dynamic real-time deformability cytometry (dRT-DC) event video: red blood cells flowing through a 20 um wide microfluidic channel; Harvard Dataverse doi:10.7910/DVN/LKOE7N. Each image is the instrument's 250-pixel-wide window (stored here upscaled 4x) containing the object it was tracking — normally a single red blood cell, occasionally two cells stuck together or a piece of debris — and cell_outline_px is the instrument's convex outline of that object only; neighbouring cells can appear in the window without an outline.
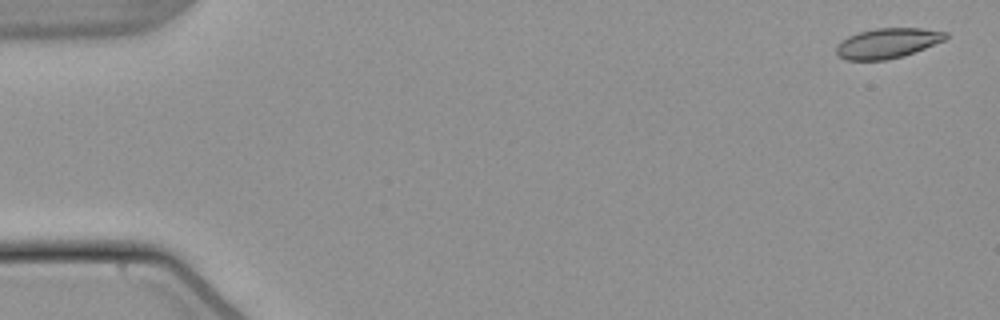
{"species": "common noctule bat (a hibernating species)", "species_latin": "Nyctalus noctula", "temperature_condition": "warm", "stored_images_in_passage": 16, "camera_frame_rate_fps": 3000, "um_per_image_px": 0.085, "animal": {"sex": "male", "body_mass_g": 21.5, "forearm_length_mm": 52.0}, "frame": {"image": 1, "passage_image": 2, "time_ms": 0.333, "image_size_px": [1000, 320], "cell_outline_px": [[948, 36], [944, 40], [904, 56], [884, 60], [844, 60], [836, 56], [836, 44], [840, 40], [848, 36], [860, 32], [876, 28], [920, 28], [948, 32]], "centroid_in_image_um": [75.38, 3.67], "position_along_channel_um": 9.6, "area_um2": 19.25}}
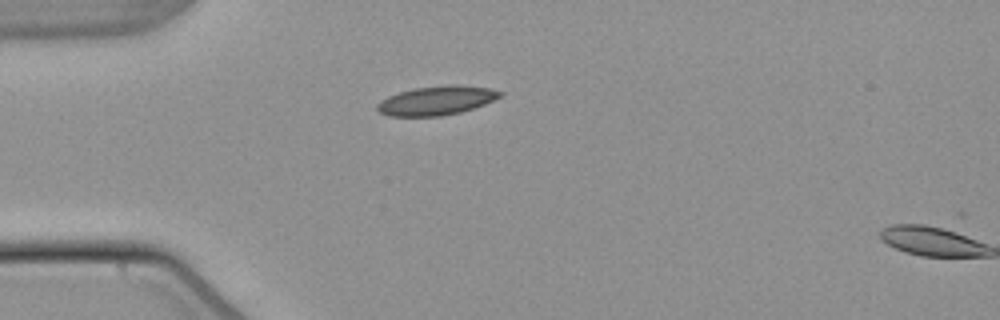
{"frame": {"image": 2, "passage_image": 15, "time_ms": 4.667, "image_size_px": [1000, 320], "cell_outline_px": [[504, 96], [484, 104], [460, 112], [440, 116], [388, 116], [380, 112], [376, 108], [376, 104], [380, 100], [388, 96], [412, 88], [452, 84], [456, 84], [488, 88], [504, 92]], "centroid_in_image_um": [37.1, 8.54], "position_along_channel_um": 47.9, "area_um2": 20.87}}